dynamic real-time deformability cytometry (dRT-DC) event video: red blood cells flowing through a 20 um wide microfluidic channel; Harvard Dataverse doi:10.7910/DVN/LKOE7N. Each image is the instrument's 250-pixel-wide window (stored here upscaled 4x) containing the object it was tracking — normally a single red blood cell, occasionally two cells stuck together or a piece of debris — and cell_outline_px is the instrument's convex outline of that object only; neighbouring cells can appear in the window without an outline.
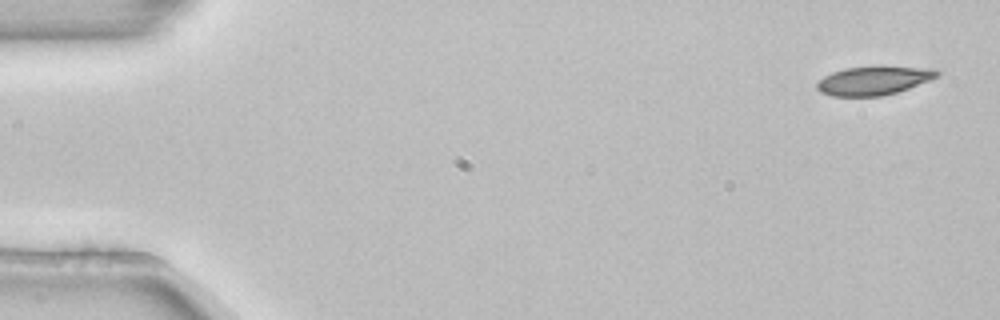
{"species": "common noctule bat (a hibernating species)", "species_latin": "Nyctalus noctula", "temperature_condition": "room temperature", "stored_images_in_passage": 4, "camera_frame_rate_fps": 3000, "um_per_image_px": 0.085, "animal": {"sex": "female", "body_mass_g": 22.7, "forearm_length_mm": 54.2}, "frame": {"image": 1, "passage_image": 1, "time_ms": 0.0, "image_size_px": [1000, 320], "cell_outline_px": [[940, 72], [936, 76], [928, 80], [908, 88], [896, 92], [880, 96], [832, 96], [820, 92], [816, 88], [816, 84], [824, 76], [832, 72], [844, 68], [880, 64], [936, 68]], "centroid_in_image_um": [74.27, 6.8], "position_along_channel_um": 10.7, "area_um2": 20.63}}
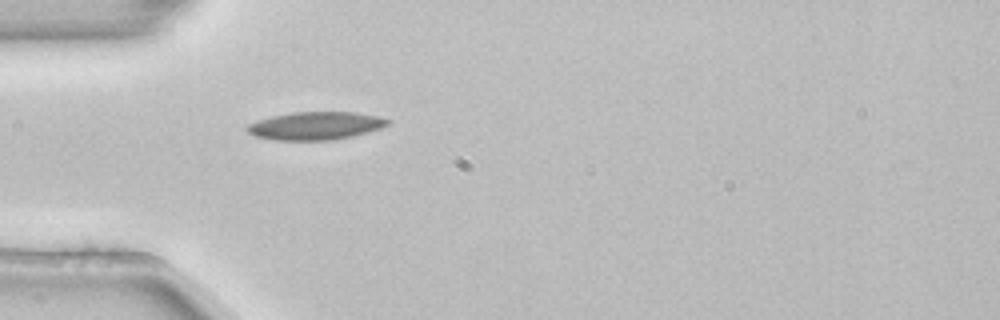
{"frame": {"image": 2, "passage_image": 4, "time_ms": 1.0, "image_size_px": [1000, 320], "cell_outline_px": [[392, 120], [388, 124], [380, 128], [352, 136], [332, 140], [276, 140], [256, 136], [248, 132], [244, 128], [248, 124], [256, 120], [272, 116], [292, 112], [356, 112], [376, 116]], "centroid_in_image_um": [26.79, 10.68], "position_along_channel_um": 58.2, "area_um2": 22.83}}